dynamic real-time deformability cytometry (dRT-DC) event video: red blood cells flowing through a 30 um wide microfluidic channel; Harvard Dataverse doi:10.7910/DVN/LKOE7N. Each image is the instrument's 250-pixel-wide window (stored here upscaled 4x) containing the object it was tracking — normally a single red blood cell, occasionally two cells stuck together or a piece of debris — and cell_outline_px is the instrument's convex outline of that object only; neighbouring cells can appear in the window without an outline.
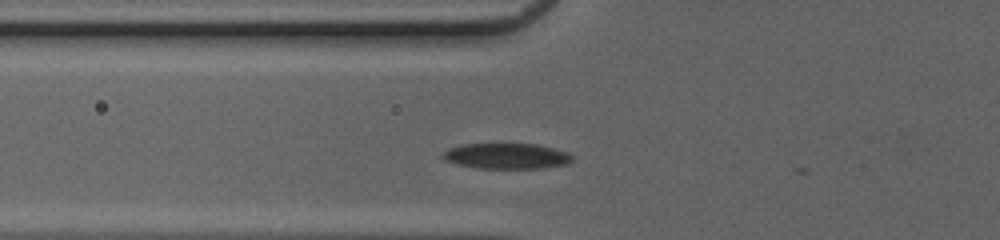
{"species": "common noctule bat (a hibernating species)", "species_latin": "Nyctalus noctula", "temperature_condition": "cold", "stored_images_in_passage": 3, "camera_frame_rate_fps": 3000, "um_per_image_px": 0.085, "animal": {"sex": "female", "body_mass_g": 20.0, "forearm_length_mm": 54.0}, "frame": {"image": 1, "passage_image": 2, "time_ms": 0.333, "image_size_px": [1000, 240], "cell_outline_px": [[572, 160], [568, 164], [544, 168], [476, 168], [456, 164], [444, 160], [440, 156], [448, 148], [460, 144], [536, 144], [556, 148], [568, 152], [572, 156]], "centroid_in_image_um": [43.05, 13.26], "position_along_channel_um": 82.8, "area_um2": 19.54}}